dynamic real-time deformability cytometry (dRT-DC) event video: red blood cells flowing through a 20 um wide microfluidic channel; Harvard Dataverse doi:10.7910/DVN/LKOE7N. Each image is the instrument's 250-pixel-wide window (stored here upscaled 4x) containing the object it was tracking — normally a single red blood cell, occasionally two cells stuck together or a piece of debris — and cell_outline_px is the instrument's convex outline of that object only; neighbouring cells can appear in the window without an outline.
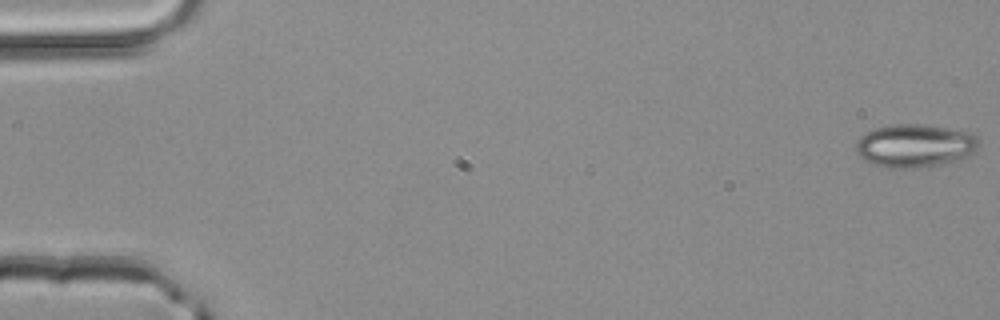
{"species": "common noctule bat (a hibernating species)", "species_latin": "Nyctalus noctula", "temperature_condition": "room temperature", "stored_images_in_passage": 24, "camera_frame_rate_fps": 3000, "um_per_image_px": 0.085, "animal": {"sex": "male", "body_mass_g": 20.4}, "frame": {"image": 1, "passage_image": 1, "time_ms": 0.0, "image_size_px": [1000, 320], "cell_outline_px": [[980, 144], [972, 152], [956, 160], [936, 164], [912, 168], [888, 168], [864, 160], [856, 152], [856, 140], [860, 136], [876, 128], [892, 124], [920, 124], [972, 132], [976, 136]], "centroid_in_image_um": [77.73, 12.37], "position_along_channel_um": 7.3, "area_um2": 30.46}}
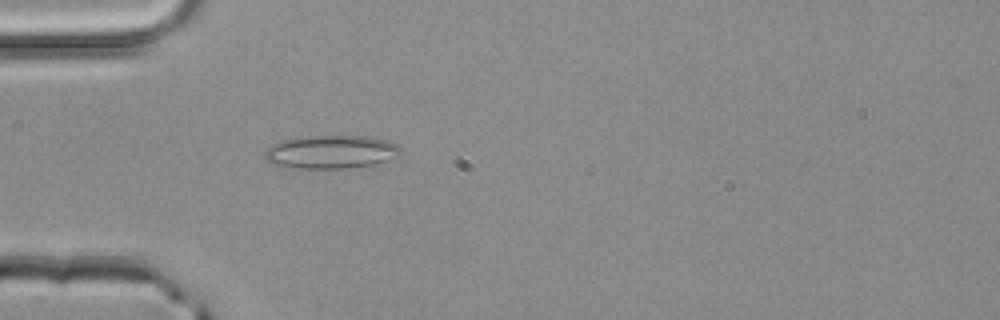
{"frame": {"image": 2, "passage_image": 16, "time_ms": 5.0, "image_size_px": [1000, 320], "cell_outline_px": [[400, 152], [396, 156], [372, 164], [344, 168], [300, 168], [272, 164], [264, 156], [264, 152], [272, 144], [284, 140], [312, 136], [368, 136], [384, 140], [396, 144], [400, 148]], "centroid_in_image_um": [28.1, 12.91], "position_along_channel_um": 56.9, "area_um2": 25.72}}
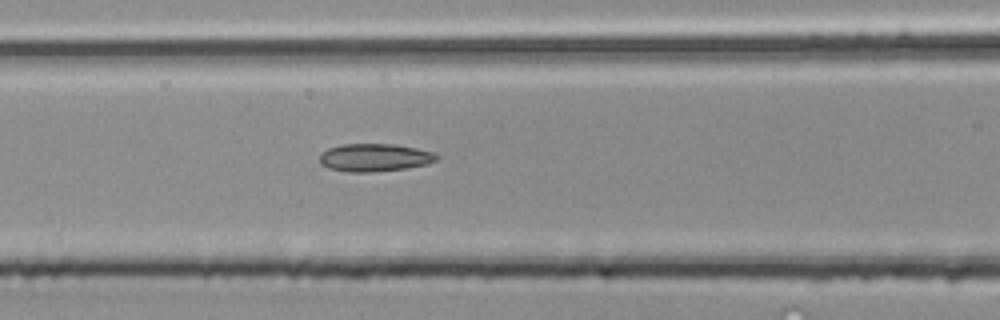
{"frame": {"image": 3, "passage_image": 22, "time_ms": 7.0, "image_size_px": [1000, 320], "cell_outline_px": [[440, 156], [436, 160], [428, 164], [408, 168], [368, 172], [348, 172], [328, 168], [320, 164], [320, 152], [328, 148], [340, 144], [396, 144], [416, 148], [432, 152]], "centroid_in_image_um": [31.82, 13.39], "position_along_channel_um": 134.8, "area_um2": 19.13}}